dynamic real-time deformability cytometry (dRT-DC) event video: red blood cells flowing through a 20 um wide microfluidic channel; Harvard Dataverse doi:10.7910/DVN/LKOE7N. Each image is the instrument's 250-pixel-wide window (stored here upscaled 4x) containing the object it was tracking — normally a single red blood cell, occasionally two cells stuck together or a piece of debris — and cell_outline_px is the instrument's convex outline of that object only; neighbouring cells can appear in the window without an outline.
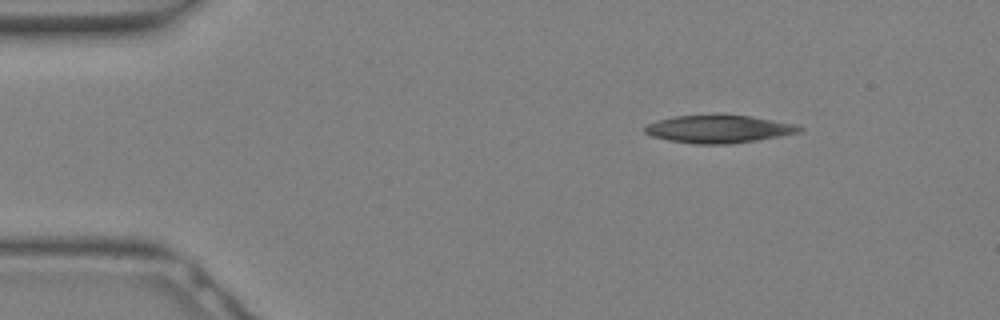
{"species": "Egyptian fruit bat (a non-hibernating species)", "species_latin": "Rousettus aegyptiacus", "temperature_condition": "warm", "stored_images_in_passage": 27, "camera_frame_rate_fps": 3000, "um_per_image_px": 0.085, "animal": {"sex": "female"}, "frame": {"image": 1, "passage_image": 1, "time_ms": 0.0, "image_size_px": [1000, 320], "cell_outline_px": [[804, 128], [800, 132], [780, 136], [732, 144], [696, 144], [668, 140], [652, 136], [644, 132], [644, 128], [648, 124], [656, 120], [676, 116], [748, 116], [800, 124]], "centroid_in_image_um": [61.13, 10.98], "position_along_channel_um": 23.9, "area_um2": 24.74}}
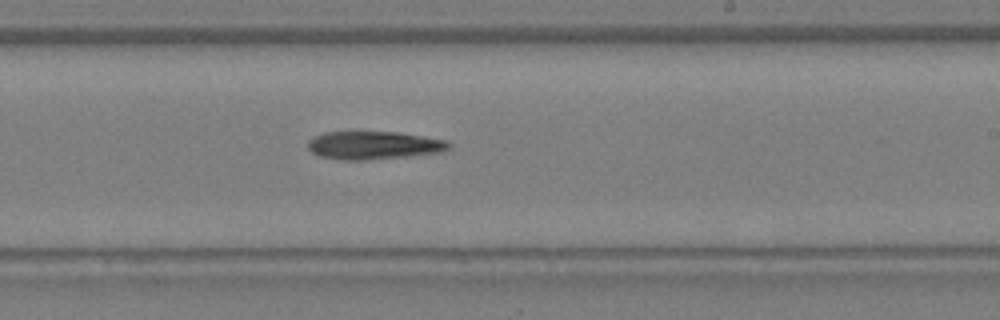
{"frame": {"image": 2, "passage_image": 15, "time_ms": 4.667, "image_size_px": [1000, 320], "cell_outline_px": [[452, 148], [444, 152], [408, 156], [368, 160], [336, 160], [320, 156], [312, 152], [308, 148], [308, 140], [316, 136], [328, 132], [396, 132], [424, 136], [448, 140], [452, 144]], "centroid_in_image_um": [31.84, 12.36], "position_along_channel_um": 257.2, "area_um2": 23.29}}
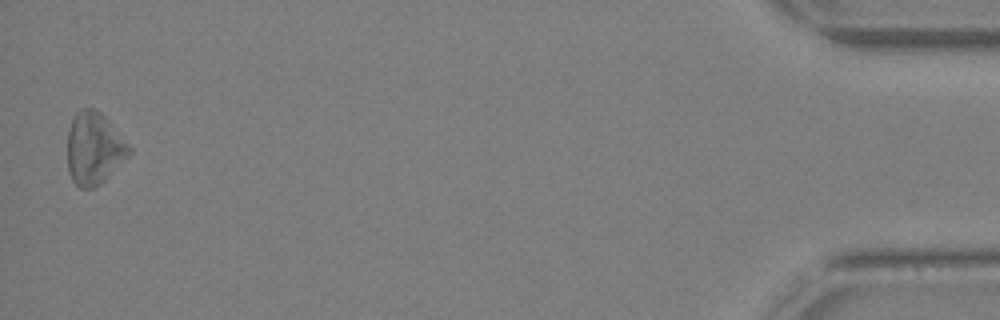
{"frame": {"image": 3, "passage_image": 27, "time_ms": 8.667, "image_size_px": [1000, 320], "cell_outline_px": [[132, 152], [100, 184], [92, 188], [80, 188], [72, 180], [68, 168], [68, 132], [72, 120], [76, 112], [80, 108], [92, 108], [100, 112], [108, 120], [132, 148]], "centroid_in_image_um": [7.99, 12.61], "position_along_channel_um": 427.2, "area_um2": 25.72}}